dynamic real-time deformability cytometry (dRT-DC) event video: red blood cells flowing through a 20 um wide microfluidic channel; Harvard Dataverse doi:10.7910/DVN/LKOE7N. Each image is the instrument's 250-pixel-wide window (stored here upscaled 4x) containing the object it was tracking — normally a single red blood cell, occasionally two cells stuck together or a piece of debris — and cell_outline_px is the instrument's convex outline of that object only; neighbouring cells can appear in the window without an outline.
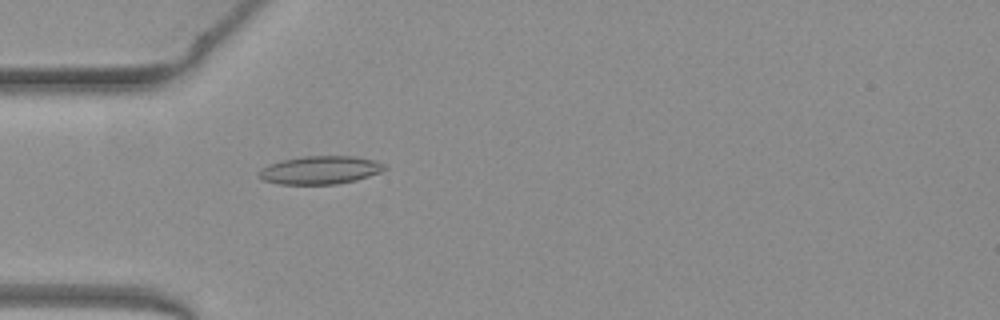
{"species": "common noctule bat (a hibernating species)", "species_latin": "Nyctalus noctula", "temperature_condition": "warm", "stored_images_in_passage": 44, "camera_frame_rate_fps": 3000, "um_per_image_px": 0.085, "animal": {"sex": "female", "body_mass_g": 19.3, "forearm_length_mm": 54.1}, "frame": {"image": 1, "passage_image": 8, "time_ms": 2.333, "image_size_px": [1000, 320], "cell_outline_px": [[388, 168], [380, 172], [356, 180], [336, 184], [280, 184], [264, 180], [256, 176], [256, 172], [260, 168], [268, 164], [280, 160], [304, 156], [356, 156], [388, 164]], "centroid_in_image_um": [27.18, 14.45], "position_along_channel_um": 57.8, "area_um2": 20.87}}
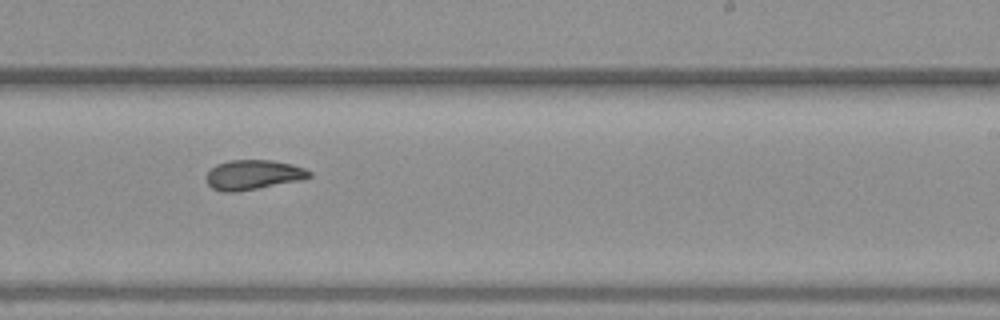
{"frame": {"image": 2, "passage_image": 24, "time_ms": 7.667, "image_size_px": [1000, 320], "cell_outline_px": [[312, 176], [300, 180], [236, 192], [220, 192], [212, 188], [208, 184], [208, 172], [216, 164], [228, 160], [272, 160], [292, 164], [304, 168], [312, 172]], "centroid_in_image_um": [21.53, 14.85], "position_along_channel_um": 267.5, "area_um2": 17.74}}
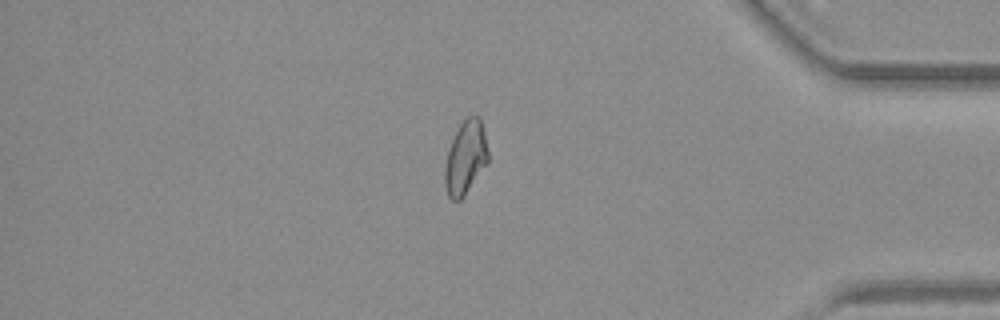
{"frame": {"image": 3, "passage_image": 36, "time_ms": 11.667, "image_size_px": [1000, 320], "cell_outline_px": [[488, 164], [464, 196], [460, 200], [452, 200], [448, 196], [444, 184], [444, 168], [448, 148], [460, 124], [468, 116], [480, 116], [484, 132], [488, 152]], "centroid_in_image_um": [39.57, 13.42], "position_along_channel_um": 395.6, "area_um2": 18.67}, "authors_computed_cell_mechanics": {"area_um2": 18.3804, "velocity_mm_per_s": 4.0097, "shape_relaxation_time_tau1_ms": null, "shape_relaxation_time_tau2_ms": 2.9651, "deformation_change_tau1": null, "deformation_change_tau2": 0.09}}